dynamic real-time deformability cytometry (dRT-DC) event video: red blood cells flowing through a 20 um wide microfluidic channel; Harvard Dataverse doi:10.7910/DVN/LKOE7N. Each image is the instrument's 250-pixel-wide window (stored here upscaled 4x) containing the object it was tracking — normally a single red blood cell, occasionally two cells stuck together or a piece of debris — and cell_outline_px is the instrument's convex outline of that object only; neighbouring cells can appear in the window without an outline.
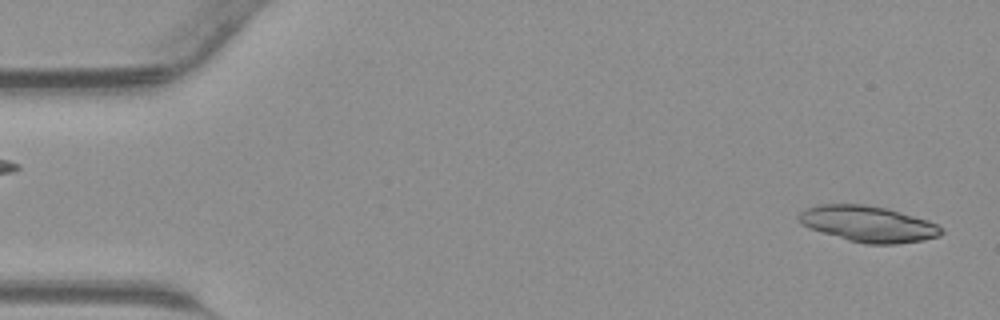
{"species": "common noctule bat (a hibernating species)", "species_latin": "Nyctalus noctula", "temperature_condition": "warm", "stored_images_in_passage": 42, "camera_frame_rate_fps": 3000, "um_per_image_px": 0.085, "animal": {"sex": "male", "body_mass_g": 23.1, "forearm_length_mm": 52.7}, "frame": {"image": 1, "passage_image": 1, "time_ms": 0.0, "image_size_px": [1000, 320], "cell_outline_px": [[944, 232], [940, 236], [924, 240], [896, 244], [864, 244], [848, 240], [820, 232], [808, 228], [800, 224], [796, 220], [796, 216], [804, 208], [820, 204], [864, 204], [888, 208], [928, 220], [944, 228]], "centroid_in_image_um": [73.77, 19.03], "position_along_channel_um": 11.2, "area_um2": 30.4}}
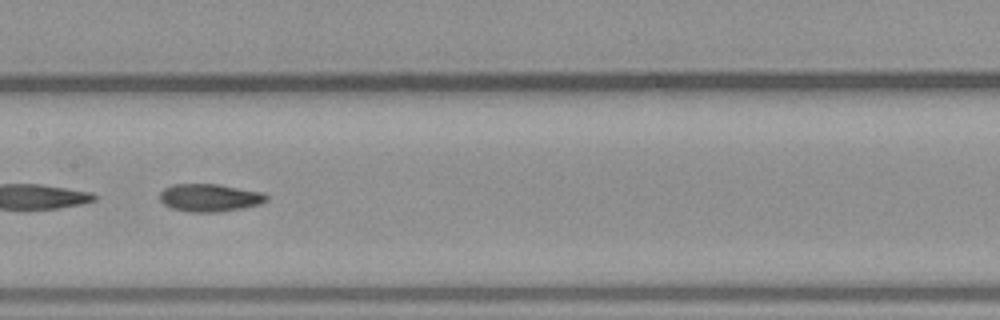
{"frame": {"image": 2, "passage_image": 21, "time_ms": 6.667, "image_size_px": [1000, 320], "cell_outline_px": [[268, 200], [260, 204], [220, 212], [188, 212], [172, 208], [164, 204], [160, 200], [160, 192], [164, 188], [172, 184], [220, 184], [264, 192], [268, 196]], "centroid_in_image_um": [17.84, 16.79], "position_along_channel_um": 189.6, "area_um2": 17.4}}
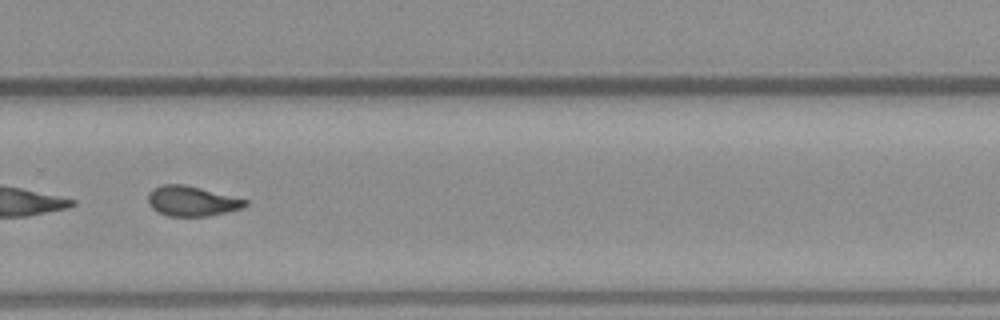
{"frame": {"image": 3, "passage_image": 29, "time_ms": 9.333, "image_size_px": [1000, 320], "cell_outline_px": [[248, 204], [244, 208], [228, 212], [208, 216], [168, 216], [156, 212], [148, 204], [148, 196], [156, 188], [164, 184], [184, 184], [248, 200]], "centroid_in_image_um": [16.33, 17.11], "position_along_channel_um": 313.5, "area_um2": 16.94}}